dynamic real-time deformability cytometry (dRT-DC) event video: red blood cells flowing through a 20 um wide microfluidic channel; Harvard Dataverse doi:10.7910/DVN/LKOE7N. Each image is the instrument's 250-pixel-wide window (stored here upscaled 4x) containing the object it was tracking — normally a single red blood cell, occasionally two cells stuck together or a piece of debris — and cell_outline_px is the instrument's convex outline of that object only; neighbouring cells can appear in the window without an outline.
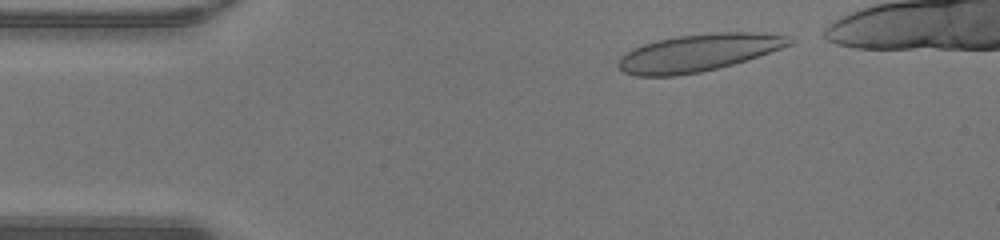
{"species": "human", "species_latin": "Homo sapiens", "temperature_condition": "warm", "stored_images_in_passage": 37, "camera_frame_rate_fps": 3000, "um_per_image_px": 0.085, "donor": {"sex": "male"}, "frame": {"image": 1, "passage_image": 1, "time_ms": 0.0, "image_size_px": [1000, 240], "cell_outline_px": [[796, 40], [792, 44], [732, 64], [700, 72], [676, 76], [636, 76], [624, 72], [616, 64], [620, 56], [624, 52], [632, 48], [644, 44], [660, 40], [680, 36], [716, 32], [760, 32], [788, 36]], "centroid_in_image_um": [59.33, 4.48], "position_along_channel_um": 25.7, "area_um2": 36.88}}
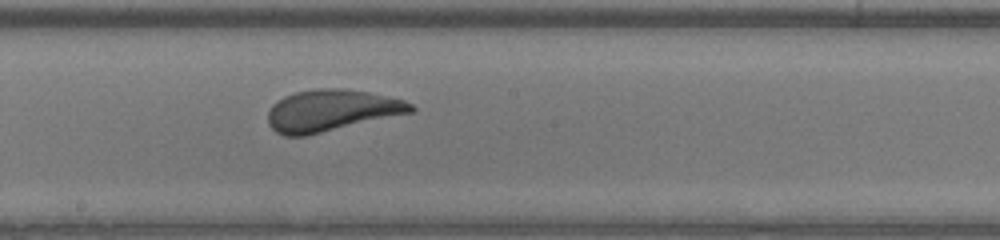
{"frame": {"image": 2, "passage_image": 19, "time_ms": 6.0, "image_size_px": [1000, 240], "cell_outline_px": [[416, 112], [308, 136], [284, 136], [276, 132], [268, 124], [268, 112], [272, 104], [284, 96], [296, 92], [320, 88], [340, 88], [368, 92], [404, 100], [412, 104], [416, 108]], "centroid_in_image_um": [28.19, 9.41], "position_along_channel_um": 220.0, "area_um2": 35.08}}
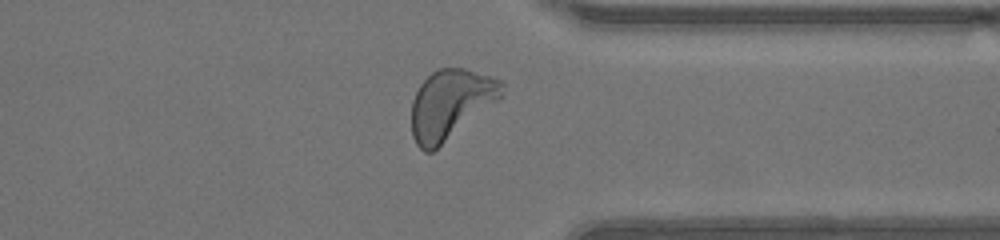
{"frame": {"image": 3, "passage_image": 30, "time_ms": 9.667, "image_size_px": [1000, 240], "cell_outline_px": [[504, 84], [500, 100], [432, 152], [424, 152], [416, 144], [412, 136], [412, 100], [420, 84], [432, 72], [440, 68], [464, 68], [500, 80]], "centroid_in_image_um": [38.29, 8.87], "position_along_channel_um": 373.1, "area_um2": 36.41}, "authors_computed_cell_mechanics": {"area_um2": 35.3158, "velocity_mm_per_s": 4.299, "shape_relaxation_time_tau1_ms": 2.6718, "shape_relaxation_time_tau2_ms": null, "deformation_change_tau1": 0.1647, "deformation_change_tau2": null}}